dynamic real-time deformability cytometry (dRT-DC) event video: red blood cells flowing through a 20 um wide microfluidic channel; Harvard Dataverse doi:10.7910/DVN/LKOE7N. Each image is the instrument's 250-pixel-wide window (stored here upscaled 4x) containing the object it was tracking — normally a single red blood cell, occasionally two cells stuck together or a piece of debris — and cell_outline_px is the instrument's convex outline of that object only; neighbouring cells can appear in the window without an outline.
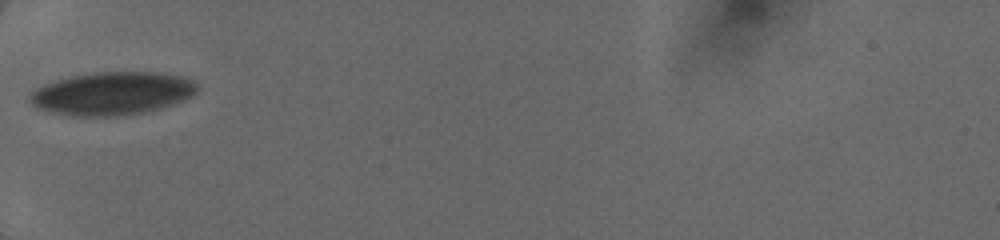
{"species": "human", "species_latin": "Homo sapiens", "temperature_condition": "cold", "stored_images_in_passage": 11, "camera_frame_rate_fps": 3000, "um_per_image_px": 0.085, "donor": {"sex": "female"}, "frame": {"image": 1, "passage_image": 1, "time_ms": 0.0, "image_size_px": [1000, 240], "cell_outline_px": [[200, 88], [192, 96], [184, 100], [160, 108], [144, 112], [120, 116], [64, 116], [48, 112], [36, 108], [28, 100], [28, 96], [36, 88], [44, 84], [68, 76], [92, 72], [160, 72], [180, 76], [192, 80]], "centroid_in_image_um": [9.49, 7.95], "position_along_channel_um": 75.5, "area_um2": 42.48}}
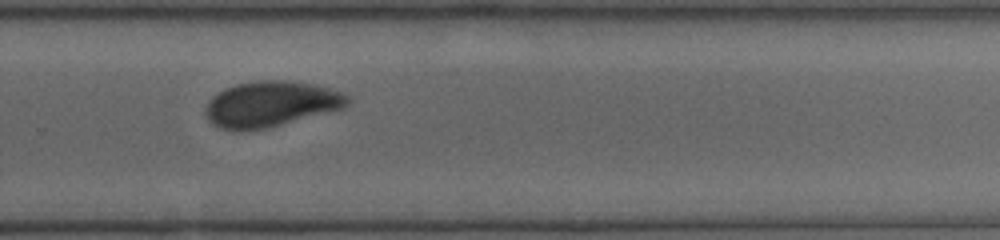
{"frame": {"image": 2, "passage_image": 7, "time_ms": 5.667, "image_size_px": [1000, 240], "cell_outline_px": [[352, 100], [344, 108], [264, 128], [240, 132], [232, 132], [220, 128], [212, 124], [208, 120], [204, 112], [204, 108], [208, 100], [212, 96], [224, 88], [236, 84], [256, 80], [292, 80], [316, 84], [332, 88], [344, 92]], "centroid_in_image_um": [23.0, 8.83], "position_along_channel_um": 306.8, "area_um2": 38.38}}
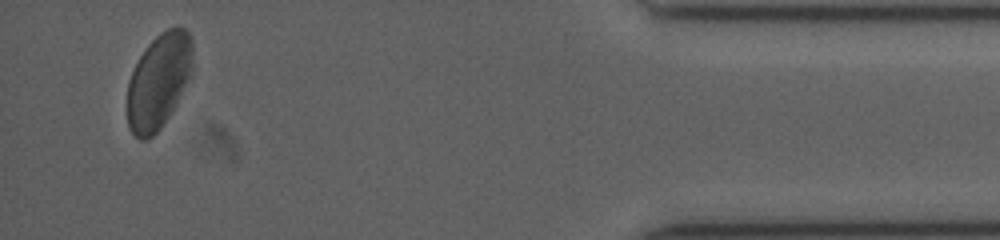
{"frame": {"image": 3, "passage_image": 11, "time_ms": 9.667, "image_size_px": [1000, 240], "cell_outline_px": [[192, 60], [188, 76], [176, 104], [160, 128], [148, 140], [140, 140], [128, 128], [128, 80], [140, 56], [148, 44], [160, 32], [168, 28], [184, 28], [188, 32], [192, 40]], "centroid_in_image_um": [13.46, 6.9], "position_along_channel_um": 421.7, "area_um2": 35.55}}